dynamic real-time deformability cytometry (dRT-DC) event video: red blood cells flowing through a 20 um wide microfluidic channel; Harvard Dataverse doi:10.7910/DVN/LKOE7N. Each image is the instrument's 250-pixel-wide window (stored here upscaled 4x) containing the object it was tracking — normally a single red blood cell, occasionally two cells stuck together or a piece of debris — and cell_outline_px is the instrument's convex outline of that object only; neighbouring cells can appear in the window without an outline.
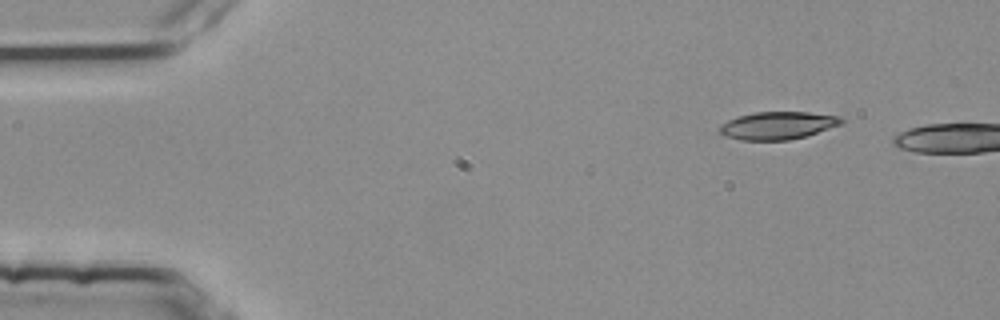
{"species": "common noctule bat (a hibernating species)", "species_latin": "Nyctalus noctula", "temperature_condition": "room temperature", "stored_images_in_passage": 4, "camera_frame_rate_fps": 3000, "um_per_image_px": 0.085, "animal": {"sex": "female", "body_mass_g": 25.1}, "frame": {"image": 1, "passage_image": 1, "time_ms": 0.0, "image_size_px": [1000, 320], "cell_outline_px": [[844, 124], [804, 136], [788, 140], [740, 140], [724, 136], [720, 132], [720, 124], [728, 120], [740, 116], [756, 112], [808, 112], [840, 116], [844, 120]], "centroid_in_image_um": [66.13, 10.66], "position_along_channel_um": 18.9, "area_um2": 19.59}}